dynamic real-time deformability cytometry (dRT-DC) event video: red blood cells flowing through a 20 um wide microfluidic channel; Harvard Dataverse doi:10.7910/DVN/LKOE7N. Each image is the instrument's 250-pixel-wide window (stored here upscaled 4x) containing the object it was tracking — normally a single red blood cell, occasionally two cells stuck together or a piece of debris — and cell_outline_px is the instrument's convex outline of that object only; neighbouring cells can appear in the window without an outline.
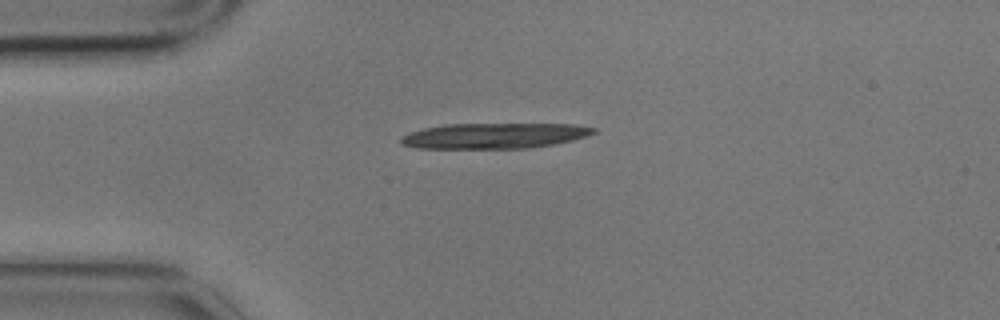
{"species": "common noctule bat (a hibernating species)", "species_latin": "Nyctalus noctula", "temperature_condition": "cold", "stored_images_in_passage": 7, "camera_frame_rate_fps": 3000, "um_per_image_px": 0.085, "animal": {"sex": "male", "body_mass_g": 17.9}, "frame": {"image": 1, "passage_image": 1, "time_ms": 0.0, "image_size_px": [1000, 320], "cell_outline_px": [[596, 132], [588, 136], [556, 144], [528, 148], [416, 148], [400, 144], [400, 136], [424, 128], [444, 124], [576, 124], [596, 128]], "centroid_in_image_um": [42.03, 11.54], "position_along_channel_um": 43.0, "area_um2": 28.73}}